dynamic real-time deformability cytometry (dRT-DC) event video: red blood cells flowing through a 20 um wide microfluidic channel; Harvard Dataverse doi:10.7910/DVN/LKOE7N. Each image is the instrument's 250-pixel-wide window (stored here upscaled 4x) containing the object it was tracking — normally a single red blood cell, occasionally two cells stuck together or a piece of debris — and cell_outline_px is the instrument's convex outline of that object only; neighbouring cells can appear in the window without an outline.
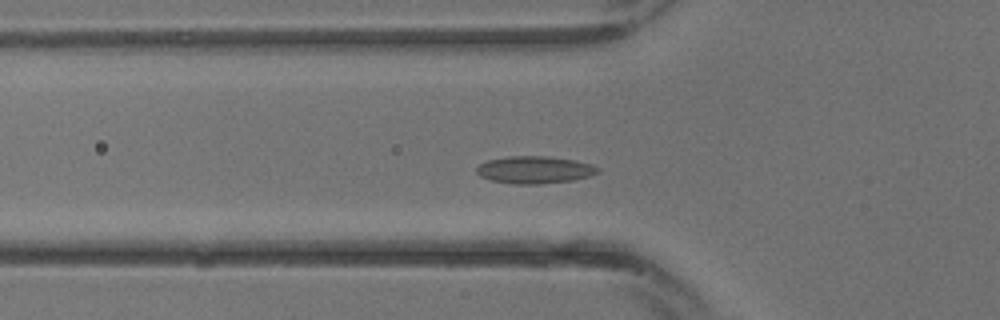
{"species": "common noctule bat (a hibernating species)", "species_latin": "Nyctalus noctula", "temperature_condition": "warm", "stored_images_in_passage": 20, "camera_frame_rate_fps": 3000, "um_per_image_px": 0.085, "animal": {"sex": "male", "body_mass_g": 13.3}, "frame": {"image": 1, "passage_image": 10, "time_ms": 3.0, "image_size_px": [1000, 320], "cell_outline_px": [[600, 172], [588, 176], [572, 180], [536, 184], [512, 184], [488, 180], [480, 176], [476, 172], [476, 168], [480, 164], [488, 160], [508, 156], [548, 156], [576, 160], [592, 164], [600, 168]], "centroid_in_image_um": [45.43, 14.43], "position_along_channel_um": 80.4, "area_um2": 19.42}}
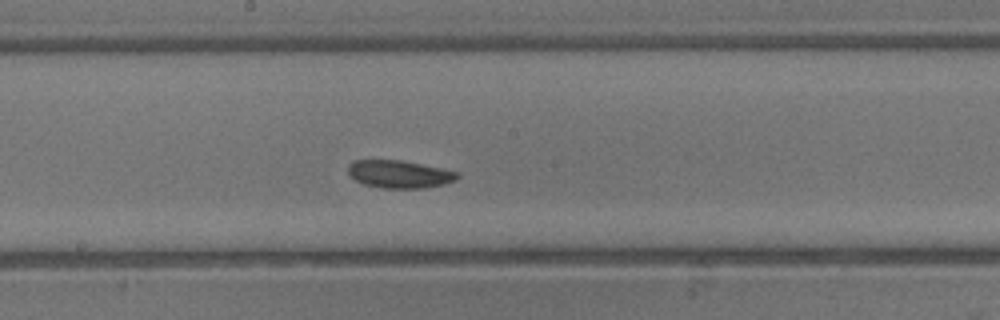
{"frame": {"image": 2, "passage_image": 16, "time_ms": 5.0, "image_size_px": [1000, 320], "cell_outline_px": [[460, 176], [456, 180], [444, 184], [424, 188], [380, 188], [364, 184], [356, 180], [348, 172], [348, 164], [352, 160], [400, 160], [460, 172]], "centroid_in_image_um": [33.95, 14.8], "position_along_channel_um": 214.2, "area_um2": 17.63}}
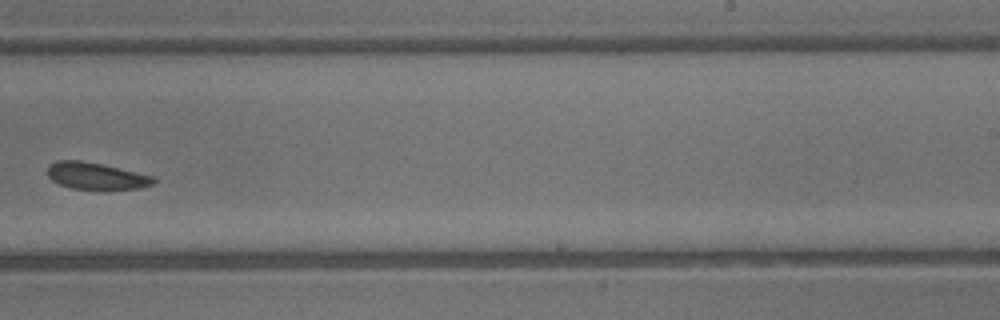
{"frame": {"image": 3, "passage_image": 19, "time_ms": 6.0, "image_size_px": [1000, 320], "cell_outline_px": [[156, 180], [152, 184], [140, 188], [72, 188], [60, 184], [52, 180], [48, 176], [48, 164], [56, 160], [80, 160], [100, 164], [152, 176]], "centroid_in_image_um": [8.1, 14.93], "position_along_channel_um": 280.9, "area_um2": 16.01}}